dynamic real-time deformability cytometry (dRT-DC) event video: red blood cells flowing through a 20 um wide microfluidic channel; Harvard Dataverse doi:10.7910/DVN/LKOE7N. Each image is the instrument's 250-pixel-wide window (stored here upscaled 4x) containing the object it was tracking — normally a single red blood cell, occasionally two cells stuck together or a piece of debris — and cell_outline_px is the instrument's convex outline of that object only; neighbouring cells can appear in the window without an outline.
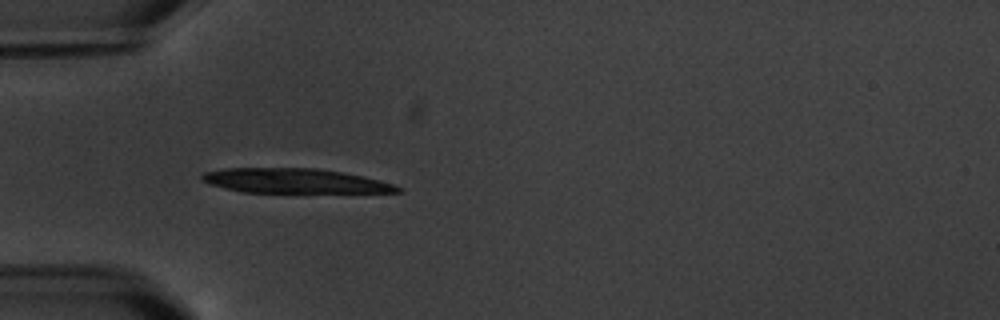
{"species": "common noctule bat (a hibernating species)", "species_latin": "Nyctalus noctula", "temperature_condition": "warm", "stored_images_in_passage": 5, "camera_frame_rate_fps": 3000, "um_per_image_px": 0.085, "animal": {"sex": "male", "body_mass_g": 20.1, "forearm_length_mm": 53.5}, "frame": {"image": 1, "passage_image": 5, "time_ms": 5.333, "image_size_px": [1000, 320], "cell_outline_px": [[404, 192], [240, 192], [208, 184], [200, 180], [200, 176], [204, 172], [224, 168], [316, 168], [344, 172], [364, 176], [396, 184], [404, 188]], "centroid_in_image_um": [25.05, 15.37], "position_along_channel_um": 59.9, "area_um2": 28.32}}